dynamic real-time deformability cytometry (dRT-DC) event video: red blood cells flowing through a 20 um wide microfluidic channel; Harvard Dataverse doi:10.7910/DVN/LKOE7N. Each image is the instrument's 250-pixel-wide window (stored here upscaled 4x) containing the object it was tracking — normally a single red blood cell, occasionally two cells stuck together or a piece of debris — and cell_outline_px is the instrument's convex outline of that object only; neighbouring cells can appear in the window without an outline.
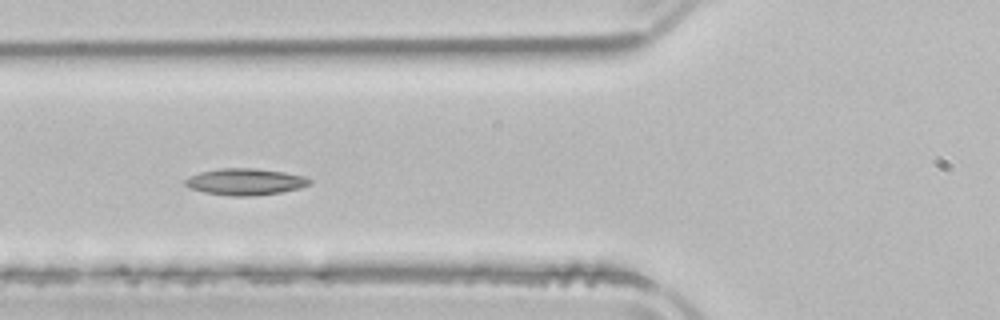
{"species": "common noctule bat (a hibernating species)", "species_latin": "Nyctalus noctula", "temperature_condition": "room temperature", "stored_images_in_passage": 26, "camera_frame_rate_fps": 3000, "um_per_image_px": 0.085, "animal": {"sex": "male", "body_mass_g": 21.5, "forearm_length_mm": 52.0}, "frame": {"image": 1, "passage_image": 6, "time_ms": 1.667, "image_size_px": [1000, 320], "cell_outline_px": [[312, 184], [300, 188], [280, 192], [252, 196], [228, 196], [204, 192], [192, 188], [184, 184], [184, 180], [200, 172], [220, 168], [256, 168], [284, 172], [304, 176], [312, 180]], "centroid_in_image_um": [20.88, 15.45], "position_along_channel_um": 104.9, "area_um2": 19.25}}
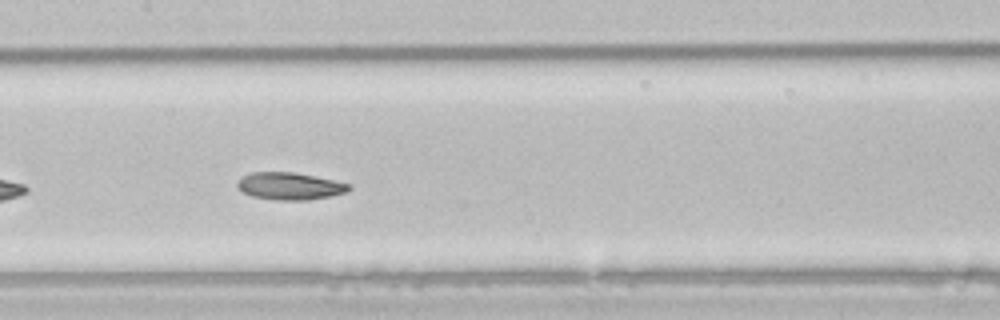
{"frame": {"image": 2, "passage_image": 12, "time_ms": 3.667, "image_size_px": [1000, 320], "cell_outline_px": [[352, 188], [348, 192], [308, 200], [276, 200], [252, 196], [244, 192], [236, 184], [236, 180], [240, 176], [252, 172], [292, 172], [352, 184]], "centroid_in_image_um": [24.62, 15.81], "position_along_channel_um": 182.8, "area_um2": 17.69}}
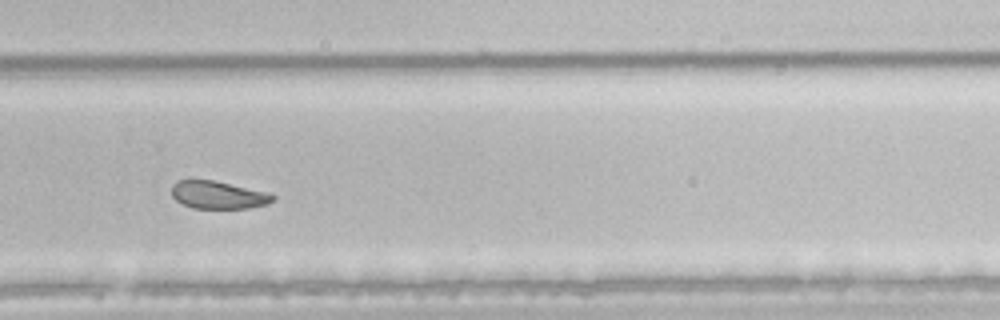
{"frame": {"image": 3, "passage_image": 22, "time_ms": 7.0, "image_size_px": [1000, 320], "cell_outline_px": [[276, 200], [268, 204], [248, 208], [192, 208], [176, 200], [172, 196], [172, 184], [176, 180], [212, 180], [272, 192], [276, 196]], "centroid_in_image_um": [18.61, 16.56], "position_along_channel_um": 311.2, "area_um2": 16.59}, "authors_computed_cell_mechanics": {"area_um2": 17.5423, "velocity_mm_per_s": 3.8681, "shape_relaxation_time_tau1_ms": 4.7582, "shape_relaxation_time_tau2_ms": 3.7831, "deformation_change_tau1": 0.1306, "deformation_change_tau2": 0.1018}}